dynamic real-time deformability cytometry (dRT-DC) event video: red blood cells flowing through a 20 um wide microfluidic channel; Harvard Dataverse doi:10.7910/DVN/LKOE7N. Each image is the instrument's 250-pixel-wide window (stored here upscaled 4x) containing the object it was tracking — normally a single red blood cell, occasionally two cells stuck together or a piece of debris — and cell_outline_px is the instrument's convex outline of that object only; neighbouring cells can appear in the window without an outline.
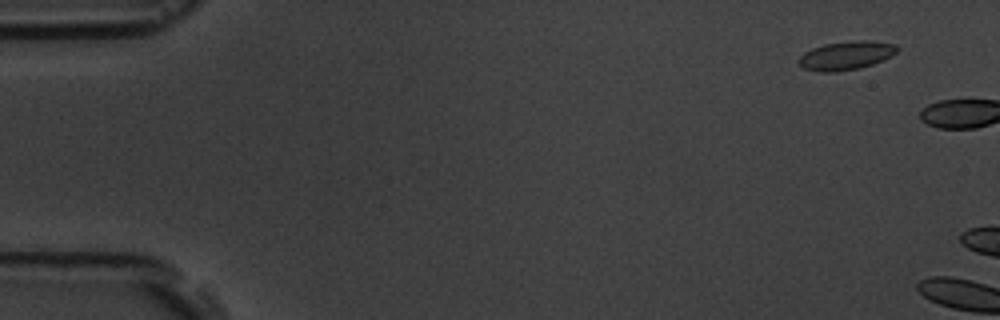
{"species": "common noctule bat (a hibernating species)", "species_latin": "Nyctalus noctula", "temperature_condition": "room temperature", "stored_images_in_passage": 2, "camera_frame_rate_fps": 3000, "um_per_image_px": 0.085, "animal": {"sex": "male", "body_mass_g": 19.5, "forearm_length_mm": 54.6}, "frame": {"image": 1, "passage_image": 1, "time_ms": 0.0, "image_size_px": [1000, 320], "cell_outline_px": [[900, 48], [892, 56], [884, 60], [860, 68], [836, 72], [816, 72], [804, 68], [796, 60], [804, 52], [812, 48], [824, 44], [852, 40], [872, 40], [896, 44]], "centroid_in_image_um": [71.93, 4.71], "position_along_channel_um": 13.1, "area_um2": 16.76}}